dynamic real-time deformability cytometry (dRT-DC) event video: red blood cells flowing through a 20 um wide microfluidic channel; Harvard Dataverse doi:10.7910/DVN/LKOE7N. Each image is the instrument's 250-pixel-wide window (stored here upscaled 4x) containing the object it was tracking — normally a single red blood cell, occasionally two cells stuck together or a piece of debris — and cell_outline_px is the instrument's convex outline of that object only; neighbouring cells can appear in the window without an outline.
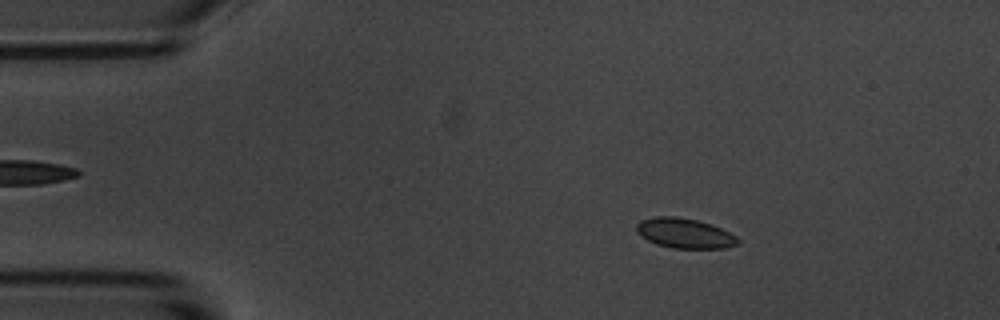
{"species": "common noctule bat (a hibernating species)", "species_latin": "Nyctalus noctula", "temperature_condition": "room temperature", "stored_images_in_passage": 56, "camera_frame_rate_fps": 3000, "um_per_image_px": 0.085, "animal": {"sex": "male", "body_mass_g": 20.1, "forearm_length_mm": 53.5}, "frame": {"image": 1, "passage_image": 9, "time_ms": 2.667, "image_size_px": [1000, 320], "cell_outline_px": [[740, 244], [724, 248], [672, 248], [656, 244], [640, 236], [636, 232], [636, 224], [640, 220], [652, 216], [676, 216], [696, 220], [712, 224], [736, 236], [740, 240]], "centroid_in_image_um": [58.17, 19.82], "position_along_channel_um": 26.8, "area_um2": 17.86}}
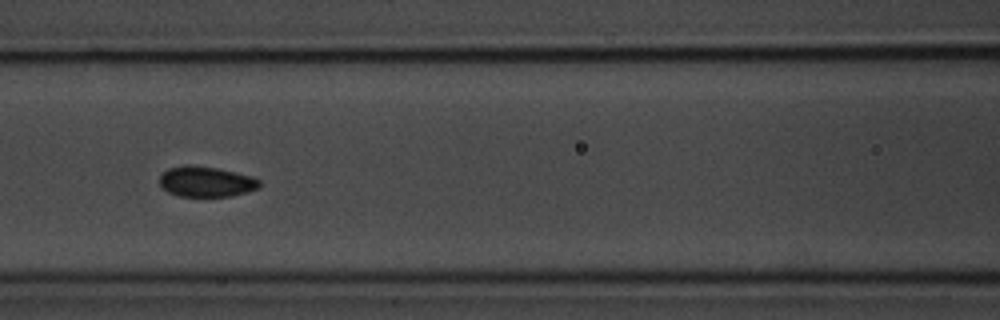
{"frame": {"image": 2, "passage_image": 24, "time_ms": 7.667, "image_size_px": [1000, 320], "cell_outline_px": [[260, 188], [232, 196], [180, 196], [168, 192], [160, 188], [160, 176], [168, 168], [184, 164], [188, 164], [216, 168], [252, 176], [260, 180]], "centroid_in_image_um": [17.5, 15.44], "position_along_channel_um": 149.1, "area_um2": 17.8}}
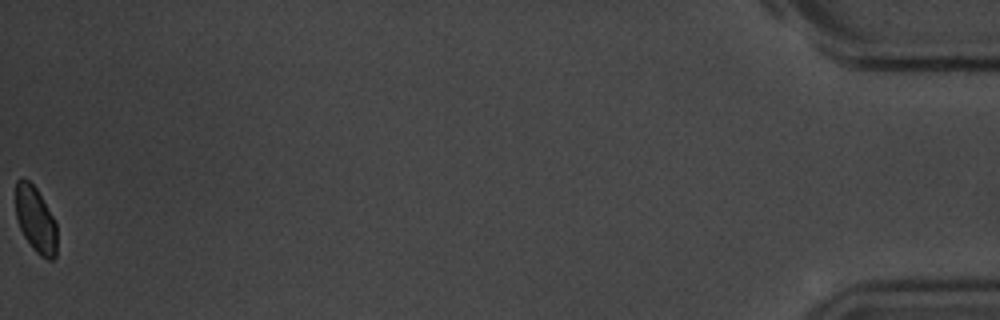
{"frame": {"image": 3, "passage_image": 56, "time_ms": 18.333, "image_size_px": [1000, 320], "cell_outline_px": [[56, 256], [52, 260], [48, 260], [40, 256], [32, 248], [24, 236], [20, 228], [16, 216], [16, 180], [20, 176], [24, 176], [36, 188], [52, 216], [56, 224]], "centroid_in_image_um": [3.01, 18.66], "position_along_channel_um": 432.2, "area_um2": 15.84}, "authors_computed_cell_mechanics": {"area_um2": 17.3111, "velocity_mm_per_s": 3.5992, "shape_relaxation_time_tau1_ms": 4.4404, "shape_relaxation_time_tau2_ms": 4.4571, "deformation_change_tau1": 0.0824, "deformation_change_tau2": 0.0623}}